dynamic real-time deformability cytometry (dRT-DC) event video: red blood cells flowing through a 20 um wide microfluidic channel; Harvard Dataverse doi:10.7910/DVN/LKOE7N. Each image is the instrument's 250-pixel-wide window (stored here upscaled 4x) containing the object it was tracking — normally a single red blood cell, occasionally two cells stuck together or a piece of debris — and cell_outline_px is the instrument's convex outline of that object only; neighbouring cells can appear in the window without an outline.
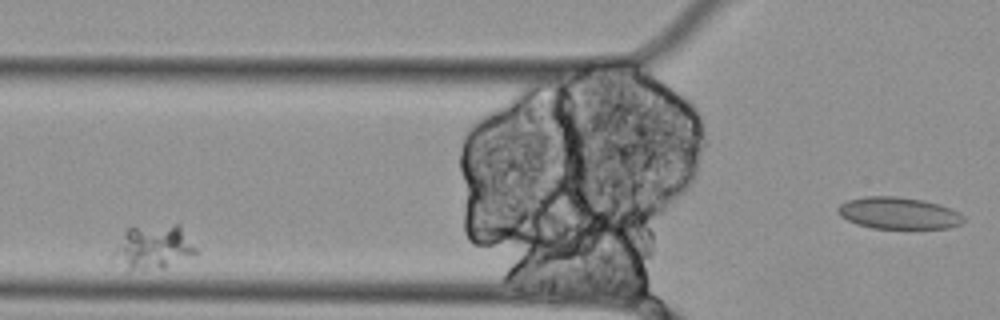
{"species": "Egyptian fruit bat (a non-hibernating species)", "species_latin": "Rousettus aegyptiacus", "temperature_condition": "cold", "stored_images_in_passage": 5, "segment_of_instrument_passage": [1, 2], "camera_frame_rate_fps": 3000, "um_per_image_px": 0.085, "animal": {"sex": "female"}, "frame": {"image": 1, "passage_image": 3, "time_ms": 0.667, "image_size_px": [1000, 320], "cell_outline_px": [[200, 252], [164, 268], [128, 272], [112, 256], [112, 252], [124, 232], [128, 228], [172, 224], [180, 224]], "centroid_in_image_um": [13.04, 21.03], "position_along_channel_um": 112.8, "area_um2": 21.56}}